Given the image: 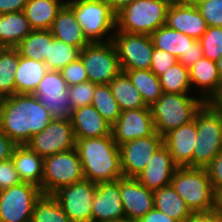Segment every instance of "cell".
Masks as SVG:
<instances>
[{"label": "cell", "mask_w": 222, "mask_h": 222, "mask_svg": "<svg viewBox=\"0 0 222 222\" xmlns=\"http://www.w3.org/2000/svg\"><path fill=\"white\" fill-rule=\"evenodd\" d=\"M51 120V115L34 94H14L2 98L0 129L17 145H26Z\"/></svg>", "instance_id": "6da1fadb"}, {"label": "cell", "mask_w": 222, "mask_h": 222, "mask_svg": "<svg viewBox=\"0 0 222 222\" xmlns=\"http://www.w3.org/2000/svg\"><path fill=\"white\" fill-rule=\"evenodd\" d=\"M76 149L86 180L94 183L113 182L123 177L119 146L114 142L112 134L76 139Z\"/></svg>", "instance_id": "7a4b0ae2"}, {"label": "cell", "mask_w": 222, "mask_h": 222, "mask_svg": "<svg viewBox=\"0 0 222 222\" xmlns=\"http://www.w3.org/2000/svg\"><path fill=\"white\" fill-rule=\"evenodd\" d=\"M171 185L191 212L216 209L217 194L206 168L178 167L172 177Z\"/></svg>", "instance_id": "3957f363"}, {"label": "cell", "mask_w": 222, "mask_h": 222, "mask_svg": "<svg viewBox=\"0 0 222 222\" xmlns=\"http://www.w3.org/2000/svg\"><path fill=\"white\" fill-rule=\"evenodd\" d=\"M206 102L190 94L165 93L150 107L155 131L162 137L194 120Z\"/></svg>", "instance_id": "277c9868"}, {"label": "cell", "mask_w": 222, "mask_h": 222, "mask_svg": "<svg viewBox=\"0 0 222 222\" xmlns=\"http://www.w3.org/2000/svg\"><path fill=\"white\" fill-rule=\"evenodd\" d=\"M90 43L108 42L116 31V14L105 0H66ZM110 33V34H109Z\"/></svg>", "instance_id": "5b68a950"}, {"label": "cell", "mask_w": 222, "mask_h": 222, "mask_svg": "<svg viewBox=\"0 0 222 222\" xmlns=\"http://www.w3.org/2000/svg\"><path fill=\"white\" fill-rule=\"evenodd\" d=\"M171 0H134L116 14V31L151 35L166 23Z\"/></svg>", "instance_id": "8992f818"}, {"label": "cell", "mask_w": 222, "mask_h": 222, "mask_svg": "<svg viewBox=\"0 0 222 222\" xmlns=\"http://www.w3.org/2000/svg\"><path fill=\"white\" fill-rule=\"evenodd\" d=\"M196 127L193 167L205 168L222 152V112L206 102L196 113Z\"/></svg>", "instance_id": "52a82bcc"}, {"label": "cell", "mask_w": 222, "mask_h": 222, "mask_svg": "<svg viewBox=\"0 0 222 222\" xmlns=\"http://www.w3.org/2000/svg\"><path fill=\"white\" fill-rule=\"evenodd\" d=\"M84 179L82 163L76 148L44 158L43 194L53 195L60 188Z\"/></svg>", "instance_id": "ba28073f"}, {"label": "cell", "mask_w": 222, "mask_h": 222, "mask_svg": "<svg viewBox=\"0 0 222 222\" xmlns=\"http://www.w3.org/2000/svg\"><path fill=\"white\" fill-rule=\"evenodd\" d=\"M79 58L83 62L89 81L96 84H109L122 72L112 40L87 44L81 49Z\"/></svg>", "instance_id": "9c48e42d"}, {"label": "cell", "mask_w": 222, "mask_h": 222, "mask_svg": "<svg viewBox=\"0 0 222 222\" xmlns=\"http://www.w3.org/2000/svg\"><path fill=\"white\" fill-rule=\"evenodd\" d=\"M36 185L21 182L0 191V222H31L36 201L42 195Z\"/></svg>", "instance_id": "30bf717a"}, {"label": "cell", "mask_w": 222, "mask_h": 222, "mask_svg": "<svg viewBox=\"0 0 222 222\" xmlns=\"http://www.w3.org/2000/svg\"><path fill=\"white\" fill-rule=\"evenodd\" d=\"M112 42L122 70L150 69L154 50L151 36L115 31Z\"/></svg>", "instance_id": "8fae6325"}, {"label": "cell", "mask_w": 222, "mask_h": 222, "mask_svg": "<svg viewBox=\"0 0 222 222\" xmlns=\"http://www.w3.org/2000/svg\"><path fill=\"white\" fill-rule=\"evenodd\" d=\"M34 95L52 119L71 121L73 109L70 106L68 86L60 71L48 70L38 83Z\"/></svg>", "instance_id": "7c38bea8"}, {"label": "cell", "mask_w": 222, "mask_h": 222, "mask_svg": "<svg viewBox=\"0 0 222 222\" xmlns=\"http://www.w3.org/2000/svg\"><path fill=\"white\" fill-rule=\"evenodd\" d=\"M97 183L82 180L60 188L53 196L72 222H92V200Z\"/></svg>", "instance_id": "4fadbf2b"}, {"label": "cell", "mask_w": 222, "mask_h": 222, "mask_svg": "<svg viewBox=\"0 0 222 222\" xmlns=\"http://www.w3.org/2000/svg\"><path fill=\"white\" fill-rule=\"evenodd\" d=\"M26 145L43 158L76 148L71 121L52 119L50 124L40 133L33 135Z\"/></svg>", "instance_id": "5bb4252c"}, {"label": "cell", "mask_w": 222, "mask_h": 222, "mask_svg": "<svg viewBox=\"0 0 222 222\" xmlns=\"http://www.w3.org/2000/svg\"><path fill=\"white\" fill-rule=\"evenodd\" d=\"M163 143L164 137L155 132L151 136L137 138L121 144L119 151L123 176L136 178Z\"/></svg>", "instance_id": "9a60e30c"}, {"label": "cell", "mask_w": 222, "mask_h": 222, "mask_svg": "<svg viewBox=\"0 0 222 222\" xmlns=\"http://www.w3.org/2000/svg\"><path fill=\"white\" fill-rule=\"evenodd\" d=\"M155 132L150 108L122 111L111 128L113 140L118 146L127 141L151 136Z\"/></svg>", "instance_id": "2e32d148"}, {"label": "cell", "mask_w": 222, "mask_h": 222, "mask_svg": "<svg viewBox=\"0 0 222 222\" xmlns=\"http://www.w3.org/2000/svg\"><path fill=\"white\" fill-rule=\"evenodd\" d=\"M119 188L126 222H137L154 208V193L136 178H119Z\"/></svg>", "instance_id": "e0dca14e"}, {"label": "cell", "mask_w": 222, "mask_h": 222, "mask_svg": "<svg viewBox=\"0 0 222 222\" xmlns=\"http://www.w3.org/2000/svg\"><path fill=\"white\" fill-rule=\"evenodd\" d=\"M91 208L92 222H126L119 179L97 183Z\"/></svg>", "instance_id": "ac0fdd59"}, {"label": "cell", "mask_w": 222, "mask_h": 222, "mask_svg": "<svg viewBox=\"0 0 222 222\" xmlns=\"http://www.w3.org/2000/svg\"><path fill=\"white\" fill-rule=\"evenodd\" d=\"M179 166L173 161L167 146L163 143L150 158L147 166L136 179L154 191L171 185L174 172Z\"/></svg>", "instance_id": "d6986e66"}, {"label": "cell", "mask_w": 222, "mask_h": 222, "mask_svg": "<svg viewBox=\"0 0 222 222\" xmlns=\"http://www.w3.org/2000/svg\"><path fill=\"white\" fill-rule=\"evenodd\" d=\"M196 137V115L190 123L173 129L164 136V144L179 167H193Z\"/></svg>", "instance_id": "ffe728a7"}, {"label": "cell", "mask_w": 222, "mask_h": 222, "mask_svg": "<svg viewBox=\"0 0 222 222\" xmlns=\"http://www.w3.org/2000/svg\"><path fill=\"white\" fill-rule=\"evenodd\" d=\"M165 25L195 40H199L207 29L205 19L195 5L175 3L168 8Z\"/></svg>", "instance_id": "44dd1931"}, {"label": "cell", "mask_w": 222, "mask_h": 222, "mask_svg": "<svg viewBox=\"0 0 222 222\" xmlns=\"http://www.w3.org/2000/svg\"><path fill=\"white\" fill-rule=\"evenodd\" d=\"M71 123L75 139L111 135L112 125L100 115L93 105L74 109Z\"/></svg>", "instance_id": "7402d4cb"}, {"label": "cell", "mask_w": 222, "mask_h": 222, "mask_svg": "<svg viewBox=\"0 0 222 222\" xmlns=\"http://www.w3.org/2000/svg\"><path fill=\"white\" fill-rule=\"evenodd\" d=\"M189 75L192 89H200L199 95L205 102H210L221 88L216 61L202 57L189 69Z\"/></svg>", "instance_id": "603a6c76"}, {"label": "cell", "mask_w": 222, "mask_h": 222, "mask_svg": "<svg viewBox=\"0 0 222 222\" xmlns=\"http://www.w3.org/2000/svg\"><path fill=\"white\" fill-rule=\"evenodd\" d=\"M50 31L54 38L80 49L90 43L76 20L74 11L66 3L58 11Z\"/></svg>", "instance_id": "cb8c5ba5"}, {"label": "cell", "mask_w": 222, "mask_h": 222, "mask_svg": "<svg viewBox=\"0 0 222 222\" xmlns=\"http://www.w3.org/2000/svg\"><path fill=\"white\" fill-rule=\"evenodd\" d=\"M12 161L21 181L36 185L42 191L44 158L27 145H17L12 155Z\"/></svg>", "instance_id": "d4e9b609"}, {"label": "cell", "mask_w": 222, "mask_h": 222, "mask_svg": "<svg viewBox=\"0 0 222 222\" xmlns=\"http://www.w3.org/2000/svg\"><path fill=\"white\" fill-rule=\"evenodd\" d=\"M48 71L45 62L22 57L15 74V94H34L38 83Z\"/></svg>", "instance_id": "484cf974"}, {"label": "cell", "mask_w": 222, "mask_h": 222, "mask_svg": "<svg viewBox=\"0 0 222 222\" xmlns=\"http://www.w3.org/2000/svg\"><path fill=\"white\" fill-rule=\"evenodd\" d=\"M66 0H28L24 13L32 30H50Z\"/></svg>", "instance_id": "4316f807"}, {"label": "cell", "mask_w": 222, "mask_h": 222, "mask_svg": "<svg viewBox=\"0 0 222 222\" xmlns=\"http://www.w3.org/2000/svg\"><path fill=\"white\" fill-rule=\"evenodd\" d=\"M32 28L24 11L0 15V45L15 48Z\"/></svg>", "instance_id": "83f0119b"}, {"label": "cell", "mask_w": 222, "mask_h": 222, "mask_svg": "<svg viewBox=\"0 0 222 222\" xmlns=\"http://www.w3.org/2000/svg\"><path fill=\"white\" fill-rule=\"evenodd\" d=\"M153 193L154 207L170 218L184 222L191 215V210L172 185L154 190Z\"/></svg>", "instance_id": "f1b7e54d"}, {"label": "cell", "mask_w": 222, "mask_h": 222, "mask_svg": "<svg viewBox=\"0 0 222 222\" xmlns=\"http://www.w3.org/2000/svg\"><path fill=\"white\" fill-rule=\"evenodd\" d=\"M154 48L167 51L178 59L192 47L195 39L188 35L170 29L166 25L159 27L151 35Z\"/></svg>", "instance_id": "f546056e"}, {"label": "cell", "mask_w": 222, "mask_h": 222, "mask_svg": "<svg viewBox=\"0 0 222 222\" xmlns=\"http://www.w3.org/2000/svg\"><path fill=\"white\" fill-rule=\"evenodd\" d=\"M112 95L122 111L131 109L150 108L145 105L140 92L130 81L129 77L121 72L110 83Z\"/></svg>", "instance_id": "4dcf8cb0"}, {"label": "cell", "mask_w": 222, "mask_h": 222, "mask_svg": "<svg viewBox=\"0 0 222 222\" xmlns=\"http://www.w3.org/2000/svg\"><path fill=\"white\" fill-rule=\"evenodd\" d=\"M140 92L146 106L151 107L162 95L159 77L150 69L122 70Z\"/></svg>", "instance_id": "1f68e13d"}, {"label": "cell", "mask_w": 222, "mask_h": 222, "mask_svg": "<svg viewBox=\"0 0 222 222\" xmlns=\"http://www.w3.org/2000/svg\"><path fill=\"white\" fill-rule=\"evenodd\" d=\"M53 39L50 30H32L15 48L22 57L44 62L49 56V42Z\"/></svg>", "instance_id": "d6a6232c"}, {"label": "cell", "mask_w": 222, "mask_h": 222, "mask_svg": "<svg viewBox=\"0 0 222 222\" xmlns=\"http://www.w3.org/2000/svg\"><path fill=\"white\" fill-rule=\"evenodd\" d=\"M19 64L16 48L4 47L0 52V97L7 98L15 94V74Z\"/></svg>", "instance_id": "836d02e7"}, {"label": "cell", "mask_w": 222, "mask_h": 222, "mask_svg": "<svg viewBox=\"0 0 222 222\" xmlns=\"http://www.w3.org/2000/svg\"><path fill=\"white\" fill-rule=\"evenodd\" d=\"M162 91L174 94H189L192 90L189 69L177 62L159 76Z\"/></svg>", "instance_id": "e575fe53"}, {"label": "cell", "mask_w": 222, "mask_h": 222, "mask_svg": "<svg viewBox=\"0 0 222 222\" xmlns=\"http://www.w3.org/2000/svg\"><path fill=\"white\" fill-rule=\"evenodd\" d=\"M91 105L100 115L113 125L120 117L122 110L112 95L109 84H97Z\"/></svg>", "instance_id": "d590c367"}, {"label": "cell", "mask_w": 222, "mask_h": 222, "mask_svg": "<svg viewBox=\"0 0 222 222\" xmlns=\"http://www.w3.org/2000/svg\"><path fill=\"white\" fill-rule=\"evenodd\" d=\"M31 222H72L53 195L42 194L36 201Z\"/></svg>", "instance_id": "8d00e7d4"}, {"label": "cell", "mask_w": 222, "mask_h": 222, "mask_svg": "<svg viewBox=\"0 0 222 222\" xmlns=\"http://www.w3.org/2000/svg\"><path fill=\"white\" fill-rule=\"evenodd\" d=\"M81 49L68 45L56 38L49 42V56L44 61L48 70L60 71L69 63L80 57Z\"/></svg>", "instance_id": "74e56055"}, {"label": "cell", "mask_w": 222, "mask_h": 222, "mask_svg": "<svg viewBox=\"0 0 222 222\" xmlns=\"http://www.w3.org/2000/svg\"><path fill=\"white\" fill-rule=\"evenodd\" d=\"M199 41L204 58L217 61L222 55V27H207Z\"/></svg>", "instance_id": "f35d334b"}, {"label": "cell", "mask_w": 222, "mask_h": 222, "mask_svg": "<svg viewBox=\"0 0 222 222\" xmlns=\"http://www.w3.org/2000/svg\"><path fill=\"white\" fill-rule=\"evenodd\" d=\"M96 83L85 81L80 84L68 87V96L72 109L91 105Z\"/></svg>", "instance_id": "ab89813d"}, {"label": "cell", "mask_w": 222, "mask_h": 222, "mask_svg": "<svg viewBox=\"0 0 222 222\" xmlns=\"http://www.w3.org/2000/svg\"><path fill=\"white\" fill-rule=\"evenodd\" d=\"M195 6L207 27H222V0H201Z\"/></svg>", "instance_id": "60d3db41"}, {"label": "cell", "mask_w": 222, "mask_h": 222, "mask_svg": "<svg viewBox=\"0 0 222 222\" xmlns=\"http://www.w3.org/2000/svg\"><path fill=\"white\" fill-rule=\"evenodd\" d=\"M68 87L88 81V75L80 58L60 70Z\"/></svg>", "instance_id": "b9f144b4"}, {"label": "cell", "mask_w": 222, "mask_h": 222, "mask_svg": "<svg viewBox=\"0 0 222 222\" xmlns=\"http://www.w3.org/2000/svg\"><path fill=\"white\" fill-rule=\"evenodd\" d=\"M178 62V58L173 54L159 50L154 48L152 54V61L150 65V70L159 77L164 72L168 70V68L174 66Z\"/></svg>", "instance_id": "7bdbcfd3"}, {"label": "cell", "mask_w": 222, "mask_h": 222, "mask_svg": "<svg viewBox=\"0 0 222 222\" xmlns=\"http://www.w3.org/2000/svg\"><path fill=\"white\" fill-rule=\"evenodd\" d=\"M12 158L0 161V191L21 183Z\"/></svg>", "instance_id": "ee69618b"}, {"label": "cell", "mask_w": 222, "mask_h": 222, "mask_svg": "<svg viewBox=\"0 0 222 222\" xmlns=\"http://www.w3.org/2000/svg\"><path fill=\"white\" fill-rule=\"evenodd\" d=\"M214 191L218 194L222 190V152H220L206 167Z\"/></svg>", "instance_id": "f6af8a7d"}, {"label": "cell", "mask_w": 222, "mask_h": 222, "mask_svg": "<svg viewBox=\"0 0 222 222\" xmlns=\"http://www.w3.org/2000/svg\"><path fill=\"white\" fill-rule=\"evenodd\" d=\"M203 57V51L199 40H195L192 43V47L183 54L178 62L184 67L190 69L199 59Z\"/></svg>", "instance_id": "bcb514c9"}, {"label": "cell", "mask_w": 222, "mask_h": 222, "mask_svg": "<svg viewBox=\"0 0 222 222\" xmlns=\"http://www.w3.org/2000/svg\"><path fill=\"white\" fill-rule=\"evenodd\" d=\"M184 222H222V214L217 210L192 212Z\"/></svg>", "instance_id": "7dc6e473"}, {"label": "cell", "mask_w": 222, "mask_h": 222, "mask_svg": "<svg viewBox=\"0 0 222 222\" xmlns=\"http://www.w3.org/2000/svg\"><path fill=\"white\" fill-rule=\"evenodd\" d=\"M16 146L17 144L0 129V161L12 158Z\"/></svg>", "instance_id": "c3c4849f"}, {"label": "cell", "mask_w": 222, "mask_h": 222, "mask_svg": "<svg viewBox=\"0 0 222 222\" xmlns=\"http://www.w3.org/2000/svg\"><path fill=\"white\" fill-rule=\"evenodd\" d=\"M28 0H0V15L24 11Z\"/></svg>", "instance_id": "681fc988"}, {"label": "cell", "mask_w": 222, "mask_h": 222, "mask_svg": "<svg viewBox=\"0 0 222 222\" xmlns=\"http://www.w3.org/2000/svg\"><path fill=\"white\" fill-rule=\"evenodd\" d=\"M137 222H178V221L173 218H170L168 215H165L164 213L160 212L154 207Z\"/></svg>", "instance_id": "f907efd6"}, {"label": "cell", "mask_w": 222, "mask_h": 222, "mask_svg": "<svg viewBox=\"0 0 222 222\" xmlns=\"http://www.w3.org/2000/svg\"><path fill=\"white\" fill-rule=\"evenodd\" d=\"M109 3L111 9L115 14L125 8L128 4L132 3L134 0H105Z\"/></svg>", "instance_id": "816d5d0a"}, {"label": "cell", "mask_w": 222, "mask_h": 222, "mask_svg": "<svg viewBox=\"0 0 222 222\" xmlns=\"http://www.w3.org/2000/svg\"><path fill=\"white\" fill-rule=\"evenodd\" d=\"M216 110L222 112V84L219 92L209 102Z\"/></svg>", "instance_id": "f5cc1de1"}, {"label": "cell", "mask_w": 222, "mask_h": 222, "mask_svg": "<svg viewBox=\"0 0 222 222\" xmlns=\"http://www.w3.org/2000/svg\"><path fill=\"white\" fill-rule=\"evenodd\" d=\"M172 3L180 5H196L201 0H171Z\"/></svg>", "instance_id": "db71d44e"}, {"label": "cell", "mask_w": 222, "mask_h": 222, "mask_svg": "<svg viewBox=\"0 0 222 222\" xmlns=\"http://www.w3.org/2000/svg\"><path fill=\"white\" fill-rule=\"evenodd\" d=\"M216 209L222 214V190L217 194V207Z\"/></svg>", "instance_id": "11a10c76"}, {"label": "cell", "mask_w": 222, "mask_h": 222, "mask_svg": "<svg viewBox=\"0 0 222 222\" xmlns=\"http://www.w3.org/2000/svg\"><path fill=\"white\" fill-rule=\"evenodd\" d=\"M217 70L220 78L222 79V55L219 57V59L216 61Z\"/></svg>", "instance_id": "9f6ffc18"}]
</instances>
